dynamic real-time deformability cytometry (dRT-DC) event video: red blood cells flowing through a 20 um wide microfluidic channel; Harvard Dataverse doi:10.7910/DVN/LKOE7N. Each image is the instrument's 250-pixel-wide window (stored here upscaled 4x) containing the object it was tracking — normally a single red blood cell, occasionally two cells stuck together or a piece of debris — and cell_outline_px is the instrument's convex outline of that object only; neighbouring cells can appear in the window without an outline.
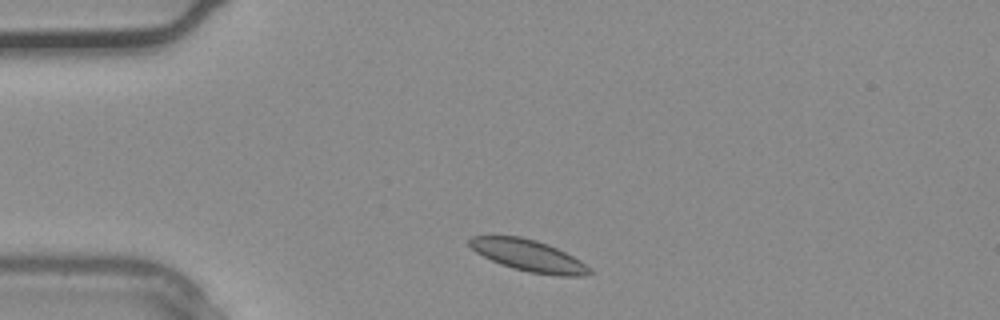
{"species": "common noctule bat (a hibernating species)", "species_latin": "Nyctalus noctula", "temperature_condition": "warm", "stored_images_in_passage": 4, "segment_of_instrument_passage": [2, 2], "camera_frame_rate_fps": 3000, "um_per_image_px": 0.085, "animal": {"sex": "male", "body_mass_g": 20.4}, "frame": {"image": 1, "passage_image": 4, "time_ms": 1.0, "image_size_px": [1000, 320], "cell_outline_px": [[592, 272], [584, 276], [556, 276], [528, 272], [512, 268], [500, 264], [476, 252], [468, 244], [468, 240], [472, 236], [520, 236], [536, 240], [548, 244], [580, 260]], "centroid_in_image_um": [44.91, 21.73], "position_along_channel_um": 40.1, "area_um2": 21.91}}